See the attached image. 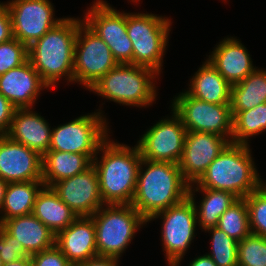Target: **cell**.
Instances as JSON below:
<instances>
[{
    "instance_id": "1",
    "label": "cell",
    "mask_w": 266,
    "mask_h": 266,
    "mask_svg": "<svg viewBox=\"0 0 266 266\" xmlns=\"http://www.w3.org/2000/svg\"><path fill=\"white\" fill-rule=\"evenodd\" d=\"M189 185L179 164L142 159L131 205L148 221L154 214L184 201Z\"/></svg>"
},
{
    "instance_id": "2",
    "label": "cell",
    "mask_w": 266,
    "mask_h": 266,
    "mask_svg": "<svg viewBox=\"0 0 266 266\" xmlns=\"http://www.w3.org/2000/svg\"><path fill=\"white\" fill-rule=\"evenodd\" d=\"M93 159L104 204H131L135 195L140 162V151L136 146L111 142L107 138L98 148Z\"/></svg>"
},
{
    "instance_id": "3",
    "label": "cell",
    "mask_w": 266,
    "mask_h": 266,
    "mask_svg": "<svg viewBox=\"0 0 266 266\" xmlns=\"http://www.w3.org/2000/svg\"><path fill=\"white\" fill-rule=\"evenodd\" d=\"M83 20L64 18L57 26L49 30L40 39L28 47V59L50 87L63 76L66 80H74V52L78 27Z\"/></svg>"
},
{
    "instance_id": "4",
    "label": "cell",
    "mask_w": 266,
    "mask_h": 266,
    "mask_svg": "<svg viewBox=\"0 0 266 266\" xmlns=\"http://www.w3.org/2000/svg\"><path fill=\"white\" fill-rule=\"evenodd\" d=\"M249 144L230 142L192 185L233 193L245 198L260 188V180L250 152Z\"/></svg>"
},
{
    "instance_id": "5",
    "label": "cell",
    "mask_w": 266,
    "mask_h": 266,
    "mask_svg": "<svg viewBox=\"0 0 266 266\" xmlns=\"http://www.w3.org/2000/svg\"><path fill=\"white\" fill-rule=\"evenodd\" d=\"M157 75L159 73L149 67L118 64L102 76L90 91L122 105L147 107L156 98L152 79Z\"/></svg>"
},
{
    "instance_id": "6",
    "label": "cell",
    "mask_w": 266,
    "mask_h": 266,
    "mask_svg": "<svg viewBox=\"0 0 266 266\" xmlns=\"http://www.w3.org/2000/svg\"><path fill=\"white\" fill-rule=\"evenodd\" d=\"M98 256L119 259L147 220L131 204H104L92 216Z\"/></svg>"
},
{
    "instance_id": "7",
    "label": "cell",
    "mask_w": 266,
    "mask_h": 266,
    "mask_svg": "<svg viewBox=\"0 0 266 266\" xmlns=\"http://www.w3.org/2000/svg\"><path fill=\"white\" fill-rule=\"evenodd\" d=\"M171 20L145 13H126L127 34L133 47L132 65L149 67L157 73L163 66Z\"/></svg>"
},
{
    "instance_id": "8",
    "label": "cell",
    "mask_w": 266,
    "mask_h": 266,
    "mask_svg": "<svg viewBox=\"0 0 266 266\" xmlns=\"http://www.w3.org/2000/svg\"><path fill=\"white\" fill-rule=\"evenodd\" d=\"M100 111L52 128L49 150L86 154L93 160L99 146L109 138V129Z\"/></svg>"
},
{
    "instance_id": "9",
    "label": "cell",
    "mask_w": 266,
    "mask_h": 266,
    "mask_svg": "<svg viewBox=\"0 0 266 266\" xmlns=\"http://www.w3.org/2000/svg\"><path fill=\"white\" fill-rule=\"evenodd\" d=\"M181 119L186 131L214 133L231 142L233 115L230 104H212L198 100L185 91L172 103V110Z\"/></svg>"
},
{
    "instance_id": "10",
    "label": "cell",
    "mask_w": 266,
    "mask_h": 266,
    "mask_svg": "<svg viewBox=\"0 0 266 266\" xmlns=\"http://www.w3.org/2000/svg\"><path fill=\"white\" fill-rule=\"evenodd\" d=\"M117 65L107 44L83 22L77 30L73 82H80L89 90Z\"/></svg>"
},
{
    "instance_id": "11",
    "label": "cell",
    "mask_w": 266,
    "mask_h": 266,
    "mask_svg": "<svg viewBox=\"0 0 266 266\" xmlns=\"http://www.w3.org/2000/svg\"><path fill=\"white\" fill-rule=\"evenodd\" d=\"M161 217V237L169 266H179L185 251L195 237L197 214L194 202L187 197L184 201L154 214L147 222Z\"/></svg>"
},
{
    "instance_id": "12",
    "label": "cell",
    "mask_w": 266,
    "mask_h": 266,
    "mask_svg": "<svg viewBox=\"0 0 266 266\" xmlns=\"http://www.w3.org/2000/svg\"><path fill=\"white\" fill-rule=\"evenodd\" d=\"M83 20L110 48L118 64H132L133 47L127 34L126 13H120L103 0L90 7Z\"/></svg>"
},
{
    "instance_id": "13",
    "label": "cell",
    "mask_w": 266,
    "mask_h": 266,
    "mask_svg": "<svg viewBox=\"0 0 266 266\" xmlns=\"http://www.w3.org/2000/svg\"><path fill=\"white\" fill-rule=\"evenodd\" d=\"M5 5L11 16L13 38L27 47L64 20L54 18L49 0H12Z\"/></svg>"
},
{
    "instance_id": "14",
    "label": "cell",
    "mask_w": 266,
    "mask_h": 266,
    "mask_svg": "<svg viewBox=\"0 0 266 266\" xmlns=\"http://www.w3.org/2000/svg\"><path fill=\"white\" fill-rule=\"evenodd\" d=\"M186 128L173 111L171 119H162L142 135L137 143L142 159L179 164Z\"/></svg>"
},
{
    "instance_id": "15",
    "label": "cell",
    "mask_w": 266,
    "mask_h": 266,
    "mask_svg": "<svg viewBox=\"0 0 266 266\" xmlns=\"http://www.w3.org/2000/svg\"><path fill=\"white\" fill-rule=\"evenodd\" d=\"M229 143L226 137L214 133L187 131L179 162L183 178L195 183Z\"/></svg>"
},
{
    "instance_id": "16",
    "label": "cell",
    "mask_w": 266,
    "mask_h": 266,
    "mask_svg": "<svg viewBox=\"0 0 266 266\" xmlns=\"http://www.w3.org/2000/svg\"><path fill=\"white\" fill-rule=\"evenodd\" d=\"M52 189L78 217L92 216L104 205L97 172L93 165L83 173L56 182Z\"/></svg>"
},
{
    "instance_id": "17",
    "label": "cell",
    "mask_w": 266,
    "mask_h": 266,
    "mask_svg": "<svg viewBox=\"0 0 266 266\" xmlns=\"http://www.w3.org/2000/svg\"><path fill=\"white\" fill-rule=\"evenodd\" d=\"M0 178L7 183L42 180V156L1 135Z\"/></svg>"
},
{
    "instance_id": "18",
    "label": "cell",
    "mask_w": 266,
    "mask_h": 266,
    "mask_svg": "<svg viewBox=\"0 0 266 266\" xmlns=\"http://www.w3.org/2000/svg\"><path fill=\"white\" fill-rule=\"evenodd\" d=\"M47 87L29 59L0 75V93L16 109L33 108L40 91Z\"/></svg>"
},
{
    "instance_id": "19",
    "label": "cell",
    "mask_w": 266,
    "mask_h": 266,
    "mask_svg": "<svg viewBox=\"0 0 266 266\" xmlns=\"http://www.w3.org/2000/svg\"><path fill=\"white\" fill-rule=\"evenodd\" d=\"M55 245L74 266L98 256L93 218L78 217L56 235Z\"/></svg>"
},
{
    "instance_id": "20",
    "label": "cell",
    "mask_w": 266,
    "mask_h": 266,
    "mask_svg": "<svg viewBox=\"0 0 266 266\" xmlns=\"http://www.w3.org/2000/svg\"><path fill=\"white\" fill-rule=\"evenodd\" d=\"M51 129L46 120L32 108L15 109L6 136L21 143L42 157L49 151Z\"/></svg>"
},
{
    "instance_id": "21",
    "label": "cell",
    "mask_w": 266,
    "mask_h": 266,
    "mask_svg": "<svg viewBox=\"0 0 266 266\" xmlns=\"http://www.w3.org/2000/svg\"><path fill=\"white\" fill-rule=\"evenodd\" d=\"M207 59L232 86L244 80L256 67L248 50L237 39L224 38Z\"/></svg>"
},
{
    "instance_id": "22",
    "label": "cell",
    "mask_w": 266,
    "mask_h": 266,
    "mask_svg": "<svg viewBox=\"0 0 266 266\" xmlns=\"http://www.w3.org/2000/svg\"><path fill=\"white\" fill-rule=\"evenodd\" d=\"M1 226L32 255L55 245L56 235L33 214L13 217Z\"/></svg>"
},
{
    "instance_id": "23",
    "label": "cell",
    "mask_w": 266,
    "mask_h": 266,
    "mask_svg": "<svg viewBox=\"0 0 266 266\" xmlns=\"http://www.w3.org/2000/svg\"><path fill=\"white\" fill-rule=\"evenodd\" d=\"M188 95L212 104H230L231 85L206 60L191 79Z\"/></svg>"
},
{
    "instance_id": "24",
    "label": "cell",
    "mask_w": 266,
    "mask_h": 266,
    "mask_svg": "<svg viewBox=\"0 0 266 266\" xmlns=\"http://www.w3.org/2000/svg\"><path fill=\"white\" fill-rule=\"evenodd\" d=\"M93 160L86 154L49 150L42 157V181L47 187L92 166Z\"/></svg>"
},
{
    "instance_id": "25",
    "label": "cell",
    "mask_w": 266,
    "mask_h": 266,
    "mask_svg": "<svg viewBox=\"0 0 266 266\" xmlns=\"http://www.w3.org/2000/svg\"><path fill=\"white\" fill-rule=\"evenodd\" d=\"M55 235L73 223L78 215L58 196L52 187L44 186L38 193L32 213Z\"/></svg>"
},
{
    "instance_id": "26",
    "label": "cell",
    "mask_w": 266,
    "mask_h": 266,
    "mask_svg": "<svg viewBox=\"0 0 266 266\" xmlns=\"http://www.w3.org/2000/svg\"><path fill=\"white\" fill-rule=\"evenodd\" d=\"M44 186L42 180L8 183L0 210V214H4L0 216V225L7 219L32 214L40 187Z\"/></svg>"
},
{
    "instance_id": "27",
    "label": "cell",
    "mask_w": 266,
    "mask_h": 266,
    "mask_svg": "<svg viewBox=\"0 0 266 266\" xmlns=\"http://www.w3.org/2000/svg\"><path fill=\"white\" fill-rule=\"evenodd\" d=\"M192 186V184L189 185L188 197L194 202L199 226H201L204 231L211 227H217L220 216L238 198L230 192L213 190L204 187H195L194 191ZM198 190L203 192L204 195L199 206L196 205L194 199V194Z\"/></svg>"
},
{
    "instance_id": "28",
    "label": "cell",
    "mask_w": 266,
    "mask_h": 266,
    "mask_svg": "<svg viewBox=\"0 0 266 266\" xmlns=\"http://www.w3.org/2000/svg\"><path fill=\"white\" fill-rule=\"evenodd\" d=\"M266 103V71L255 69L241 82L232 85L231 111H247Z\"/></svg>"
},
{
    "instance_id": "29",
    "label": "cell",
    "mask_w": 266,
    "mask_h": 266,
    "mask_svg": "<svg viewBox=\"0 0 266 266\" xmlns=\"http://www.w3.org/2000/svg\"><path fill=\"white\" fill-rule=\"evenodd\" d=\"M232 115V143L248 145L249 137L266 130V103L247 111H232Z\"/></svg>"
},
{
    "instance_id": "30",
    "label": "cell",
    "mask_w": 266,
    "mask_h": 266,
    "mask_svg": "<svg viewBox=\"0 0 266 266\" xmlns=\"http://www.w3.org/2000/svg\"><path fill=\"white\" fill-rule=\"evenodd\" d=\"M217 227L238 242L251 233L245 198H238L233 202L220 216Z\"/></svg>"
},
{
    "instance_id": "31",
    "label": "cell",
    "mask_w": 266,
    "mask_h": 266,
    "mask_svg": "<svg viewBox=\"0 0 266 266\" xmlns=\"http://www.w3.org/2000/svg\"><path fill=\"white\" fill-rule=\"evenodd\" d=\"M205 231L212 233V252L207 254L217 266H238V241L229 237L218 227Z\"/></svg>"
},
{
    "instance_id": "32",
    "label": "cell",
    "mask_w": 266,
    "mask_h": 266,
    "mask_svg": "<svg viewBox=\"0 0 266 266\" xmlns=\"http://www.w3.org/2000/svg\"><path fill=\"white\" fill-rule=\"evenodd\" d=\"M238 266H266V238L250 233L238 242Z\"/></svg>"
},
{
    "instance_id": "33",
    "label": "cell",
    "mask_w": 266,
    "mask_h": 266,
    "mask_svg": "<svg viewBox=\"0 0 266 266\" xmlns=\"http://www.w3.org/2000/svg\"><path fill=\"white\" fill-rule=\"evenodd\" d=\"M252 234L266 238V182L245 197Z\"/></svg>"
},
{
    "instance_id": "34",
    "label": "cell",
    "mask_w": 266,
    "mask_h": 266,
    "mask_svg": "<svg viewBox=\"0 0 266 266\" xmlns=\"http://www.w3.org/2000/svg\"><path fill=\"white\" fill-rule=\"evenodd\" d=\"M28 60V47L16 38L0 44V75Z\"/></svg>"
},
{
    "instance_id": "35",
    "label": "cell",
    "mask_w": 266,
    "mask_h": 266,
    "mask_svg": "<svg viewBox=\"0 0 266 266\" xmlns=\"http://www.w3.org/2000/svg\"><path fill=\"white\" fill-rule=\"evenodd\" d=\"M30 255L22 244L0 225V258L3 263L15 262Z\"/></svg>"
},
{
    "instance_id": "36",
    "label": "cell",
    "mask_w": 266,
    "mask_h": 266,
    "mask_svg": "<svg viewBox=\"0 0 266 266\" xmlns=\"http://www.w3.org/2000/svg\"><path fill=\"white\" fill-rule=\"evenodd\" d=\"M30 259L32 266H74L56 245L30 255Z\"/></svg>"
},
{
    "instance_id": "37",
    "label": "cell",
    "mask_w": 266,
    "mask_h": 266,
    "mask_svg": "<svg viewBox=\"0 0 266 266\" xmlns=\"http://www.w3.org/2000/svg\"><path fill=\"white\" fill-rule=\"evenodd\" d=\"M15 107L0 93V136L6 135L13 119Z\"/></svg>"
},
{
    "instance_id": "38",
    "label": "cell",
    "mask_w": 266,
    "mask_h": 266,
    "mask_svg": "<svg viewBox=\"0 0 266 266\" xmlns=\"http://www.w3.org/2000/svg\"><path fill=\"white\" fill-rule=\"evenodd\" d=\"M13 38L12 21L5 3H0V44Z\"/></svg>"
},
{
    "instance_id": "39",
    "label": "cell",
    "mask_w": 266,
    "mask_h": 266,
    "mask_svg": "<svg viewBox=\"0 0 266 266\" xmlns=\"http://www.w3.org/2000/svg\"><path fill=\"white\" fill-rule=\"evenodd\" d=\"M118 261L115 257L96 256L75 266H119Z\"/></svg>"
},
{
    "instance_id": "40",
    "label": "cell",
    "mask_w": 266,
    "mask_h": 266,
    "mask_svg": "<svg viewBox=\"0 0 266 266\" xmlns=\"http://www.w3.org/2000/svg\"><path fill=\"white\" fill-rule=\"evenodd\" d=\"M189 266H217L210 256L203 255L194 258L193 261L190 262Z\"/></svg>"
},
{
    "instance_id": "41",
    "label": "cell",
    "mask_w": 266,
    "mask_h": 266,
    "mask_svg": "<svg viewBox=\"0 0 266 266\" xmlns=\"http://www.w3.org/2000/svg\"><path fill=\"white\" fill-rule=\"evenodd\" d=\"M3 266H32L30 257L22 258L15 262L4 263Z\"/></svg>"
},
{
    "instance_id": "42",
    "label": "cell",
    "mask_w": 266,
    "mask_h": 266,
    "mask_svg": "<svg viewBox=\"0 0 266 266\" xmlns=\"http://www.w3.org/2000/svg\"><path fill=\"white\" fill-rule=\"evenodd\" d=\"M7 186L8 183L0 178V210L4 201Z\"/></svg>"
},
{
    "instance_id": "43",
    "label": "cell",
    "mask_w": 266,
    "mask_h": 266,
    "mask_svg": "<svg viewBox=\"0 0 266 266\" xmlns=\"http://www.w3.org/2000/svg\"><path fill=\"white\" fill-rule=\"evenodd\" d=\"M3 264H4V263L2 262V260H1V258H0V266H3Z\"/></svg>"
}]
</instances>
